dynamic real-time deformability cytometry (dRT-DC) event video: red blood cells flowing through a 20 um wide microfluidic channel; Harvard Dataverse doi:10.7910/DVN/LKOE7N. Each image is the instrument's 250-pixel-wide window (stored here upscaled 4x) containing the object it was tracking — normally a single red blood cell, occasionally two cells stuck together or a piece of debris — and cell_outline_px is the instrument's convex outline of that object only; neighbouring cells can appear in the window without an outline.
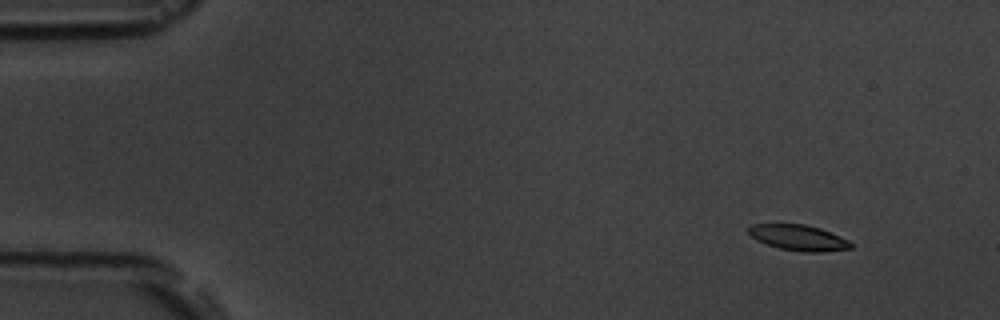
{"species": "common noctule bat (a hibernating species)", "species_latin": "Nyctalus noctula", "temperature_condition": "room temperature", "stored_images_in_passage": 5, "camera_frame_rate_fps": 3000, "um_per_image_px": 0.085, "animal": {"sex": "male", "body_mass_g": 19.5, "forearm_length_mm": 54.6}, "frame": {"image": 1, "passage_image": 2, "time_ms": 1.667, "image_size_px": [1000, 320], "cell_outline_px": [[852, 248], [824, 252], [804, 252], [780, 248], [756, 240], [748, 232], [748, 228], [752, 224], [804, 224], [820, 228], [840, 236], [848, 240], [852, 244]], "centroid_in_image_um": [67.89, 20.2], "position_along_channel_um": 17.1, "area_um2": 15.2}}
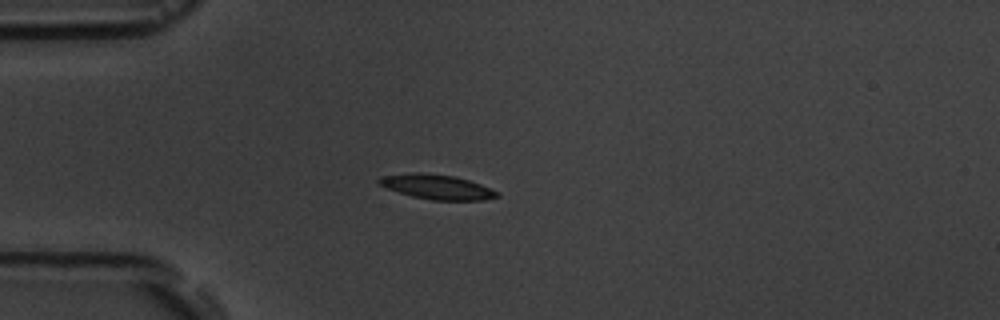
{"frame": {"image": 2, "passage_image": 5, "time_ms": 5.0, "image_size_px": [1000, 320], "cell_outline_px": [[500, 196], [484, 200], [432, 200], [412, 196], [388, 188], [380, 184], [376, 180], [384, 176], [412, 172], [420, 172], [456, 176], [480, 184], [500, 192]], "centroid_in_image_um": [37.19, 15.88], "position_along_channel_um": 47.8, "area_um2": 16.88}}